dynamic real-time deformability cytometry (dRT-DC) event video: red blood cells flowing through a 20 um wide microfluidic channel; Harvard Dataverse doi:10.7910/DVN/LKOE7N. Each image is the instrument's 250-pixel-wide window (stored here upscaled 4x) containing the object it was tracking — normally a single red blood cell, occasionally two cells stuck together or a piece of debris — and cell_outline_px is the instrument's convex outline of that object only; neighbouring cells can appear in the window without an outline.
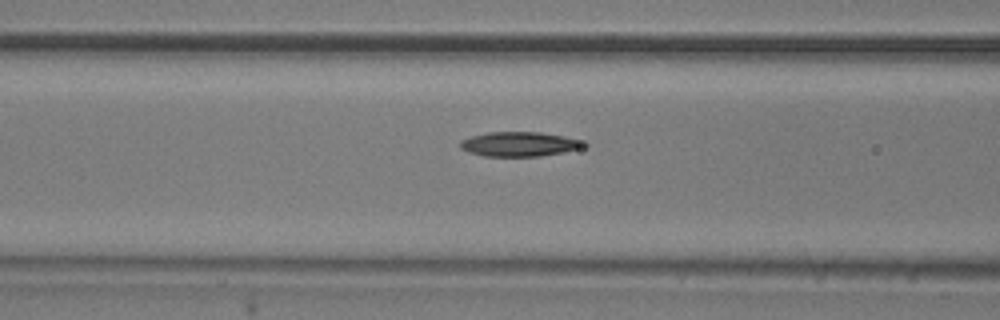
{"species": "common noctule bat (a hibernating species)", "species_latin": "Nyctalus noctula", "temperature_condition": "room temperature", "stored_images_in_passage": 13, "camera_frame_rate_fps": 3000, "um_per_image_px": 0.085, "animal": {"sex": "male", "body_mass_g": 20.5, "forearm_length_mm": 52.5}, "frame": {"image": 1, "passage_image": 11, "time_ms": 3.333, "image_size_px": [1000, 320], "cell_outline_px": [[588, 144], [580, 148], [540, 156], [484, 156], [468, 152], [460, 148], [460, 140], [472, 136], [488, 132], [540, 132], [564, 136], [580, 140]], "centroid_in_image_um": [44.1, 12.24], "position_along_channel_um": 122.5, "area_um2": 17.51}}